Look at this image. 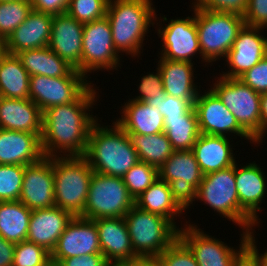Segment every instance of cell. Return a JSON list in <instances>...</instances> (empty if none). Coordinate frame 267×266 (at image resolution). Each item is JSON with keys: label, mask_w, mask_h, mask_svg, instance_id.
<instances>
[{"label": "cell", "mask_w": 267, "mask_h": 266, "mask_svg": "<svg viewBox=\"0 0 267 266\" xmlns=\"http://www.w3.org/2000/svg\"><path fill=\"white\" fill-rule=\"evenodd\" d=\"M195 224L187 221L179 229L178 238L191 250L199 266H232L235 256L248 244L246 231L241 232L239 249H234Z\"/></svg>", "instance_id": "13"}, {"label": "cell", "mask_w": 267, "mask_h": 266, "mask_svg": "<svg viewBox=\"0 0 267 266\" xmlns=\"http://www.w3.org/2000/svg\"><path fill=\"white\" fill-rule=\"evenodd\" d=\"M211 90L235 116L239 125L260 145L261 94L238 78L214 77Z\"/></svg>", "instance_id": "8"}, {"label": "cell", "mask_w": 267, "mask_h": 266, "mask_svg": "<svg viewBox=\"0 0 267 266\" xmlns=\"http://www.w3.org/2000/svg\"><path fill=\"white\" fill-rule=\"evenodd\" d=\"M97 120L91 127L88 145L83 156L94 172L122 177L139 162L131 139L115 121L101 125Z\"/></svg>", "instance_id": "2"}, {"label": "cell", "mask_w": 267, "mask_h": 266, "mask_svg": "<svg viewBox=\"0 0 267 266\" xmlns=\"http://www.w3.org/2000/svg\"><path fill=\"white\" fill-rule=\"evenodd\" d=\"M156 72L147 73V75H143L141 77V81L138 85L139 94L132 98L133 100L143 101L145 102L148 99H165L167 94L164 92L163 89V80L162 75L157 66Z\"/></svg>", "instance_id": "41"}, {"label": "cell", "mask_w": 267, "mask_h": 266, "mask_svg": "<svg viewBox=\"0 0 267 266\" xmlns=\"http://www.w3.org/2000/svg\"><path fill=\"white\" fill-rule=\"evenodd\" d=\"M191 4L194 13V15L192 13L191 17L188 16L182 19L179 17V19H171L168 22L167 17L164 15L161 16L162 19H159L158 22V20H156L157 17L155 16L154 22H156V25L158 26L155 27L157 28L156 32L158 33V37H161L162 41L161 54L158 53L160 55L158 58L194 63V61H192L193 57L195 54H200L201 58L199 59H202L197 26L195 23V5L193 3ZM162 21L163 24L160 23ZM164 22H168V24L164 26ZM161 24L163 25V28Z\"/></svg>", "instance_id": "12"}, {"label": "cell", "mask_w": 267, "mask_h": 266, "mask_svg": "<svg viewBox=\"0 0 267 266\" xmlns=\"http://www.w3.org/2000/svg\"><path fill=\"white\" fill-rule=\"evenodd\" d=\"M32 210L20 201L0 202V235L14 244L27 239Z\"/></svg>", "instance_id": "32"}, {"label": "cell", "mask_w": 267, "mask_h": 266, "mask_svg": "<svg viewBox=\"0 0 267 266\" xmlns=\"http://www.w3.org/2000/svg\"><path fill=\"white\" fill-rule=\"evenodd\" d=\"M52 19L51 14L32 10L5 40L6 53L16 55L23 50L48 46Z\"/></svg>", "instance_id": "22"}, {"label": "cell", "mask_w": 267, "mask_h": 266, "mask_svg": "<svg viewBox=\"0 0 267 266\" xmlns=\"http://www.w3.org/2000/svg\"><path fill=\"white\" fill-rule=\"evenodd\" d=\"M44 266H55L54 262L50 259Z\"/></svg>", "instance_id": "55"}, {"label": "cell", "mask_w": 267, "mask_h": 266, "mask_svg": "<svg viewBox=\"0 0 267 266\" xmlns=\"http://www.w3.org/2000/svg\"><path fill=\"white\" fill-rule=\"evenodd\" d=\"M238 79L257 93H267V55Z\"/></svg>", "instance_id": "43"}, {"label": "cell", "mask_w": 267, "mask_h": 266, "mask_svg": "<svg viewBox=\"0 0 267 266\" xmlns=\"http://www.w3.org/2000/svg\"><path fill=\"white\" fill-rule=\"evenodd\" d=\"M135 206L141 210L167 218L176 227L177 222L174 220L177 219L175 217L185 214V211L173 199L169 184L160 179L135 199Z\"/></svg>", "instance_id": "30"}, {"label": "cell", "mask_w": 267, "mask_h": 266, "mask_svg": "<svg viewBox=\"0 0 267 266\" xmlns=\"http://www.w3.org/2000/svg\"><path fill=\"white\" fill-rule=\"evenodd\" d=\"M82 74L87 78L94 71L117 70L121 65L120 54L116 51L107 16L86 23L83 26Z\"/></svg>", "instance_id": "11"}, {"label": "cell", "mask_w": 267, "mask_h": 266, "mask_svg": "<svg viewBox=\"0 0 267 266\" xmlns=\"http://www.w3.org/2000/svg\"><path fill=\"white\" fill-rule=\"evenodd\" d=\"M96 90L92 84L77 100L43 112L41 149L45 157L85 155L91 127L99 120L90 114L99 98Z\"/></svg>", "instance_id": "1"}, {"label": "cell", "mask_w": 267, "mask_h": 266, "mask_svg": "<svg viewBox=\"0 0 267 266\" xmlns=\"http://www.w3.org/2000/svg\"><path fill=\"white\" fill-rule=\"evenodd\" d=\"M30 75L17 55L5 53L0 60V96L29 99Z\"/></svg>", "instance_id": "31"}, {"label": "cell", "mask_w": 267, "mask_h": 266, "mask_svg": "<svg viewBox=\"0 0 267 266\" xmlns=\"http://www.w3.org/2000/svg\"><path fill=\"white\" fill-rule=\"evenodd\" d=\"M161 266H199L191 250L177 238L158 257Z\"/></svg>", "instance_id": "40"}, {"label": "cell", "mask_w": 267, "mask_h": 266, "mask_svg": "<svg viewBox=\"0 0 267 266\" xmlns=\"http://www.w3.org/2000/svg\"><path fill=\"white\" fill-rule=\"evenodd\" d=\"M102 253L97 226L93 220L74 216L50 254L55 266L64 258Z\"/></svg>", "instance_id": "17"}, {"label": "cell", "mask_w": 267, "mask_h": 266, "mask_svg": "<svg viewBox=\"0 0 267 266\" xmlns=\"http://www.w3.org/2000/svg\"><path fill=\"white\" fill-rule=\"evenodd\" d=\"M263 29L243 26L228 55L222 59L227 62L229 71L220 73L221 77L239 78L267 55V37L262 35Z\"/></svg>", "instance_id": "16"}, {"label": "cell", "mask_w": 267, "mask_h": 266, "mask_svg": "<svg viewBox=\"0 0 267 266\" xmlns=\"http://www.w3.org/2000/svg\"><path fill=\"white\" fill-rule=\"evenodd\" d=\"M195 23L205 66L216 62L217 59L226 58L238 32L245 25L241 15L208 11L196 6Z\"/></svg>", "instance_id": "5"}, {"label": "cell", "mask_w": 267, "mask_h": 266, "mask_svg": "<svg viewBox=\"0 0 267 266\" xmlns=\"http://www.w3.org/2000/svg\"><path fill=\"white\" fill-rule=\"evenodd\" d=\"M43 156L38 134L0 129V164L26 166Z\"/></svg>", "instance_id": "23"}, {"label": "cell", "mask_w": 267, "mask_h": 266, "mask_svg": "<svg viewBox=\"0 0 267 266\" xmlns=\"http://www.w3.org/2000/svg\"><path fill=\"white\" fill-rule=\"evenodd\" d=\"M25 166L0 164V202L19 201Z\"/></svg>", "instance_id": "37"}, {"label": "cell", "mask_w": 267, "mask_h": 266, "mask_svg": "<svg viewBox=\"0 0 267 266\" xmlns=\"http://www.w3.org/2000/svg\"><path fill=\"white\" fill-rule=\"evenodd\" d=\"M88 79L91 77L30 76L29 99L42 112L56 105L69 104L77 100L93 84Z\"/></svg>", "instance_id": "15"}, {"label": "cell", "mask_w": 267, "mask_h": 266, "mask_svg": "<svg viewBox=\"0 0 267 266\" xmlns=\"http://www.w3.org/2000/svg\"><path fill=\"white\" fill-rule=\"evenodd\" d=\"M235 163L236 190L240 206L254 219H259L258 212L267 194L266 175L260 165L254 162L246 165Z\"/></svg>", "instance_id": "25"}, {"label": "cell", "mask_w": 267, "mask_h": 266, "mask_svg": "<svg viewBox=\"0 0 267 266\" xmlns=\"http://www.w3.org/2000/svg\"><path fill=\"white\" fill-rule=\"evenodd\" d=\"M73 217L70 212L57 206L32 210L26 240L43 247L51 254Z\"/></svg>", "instance_id": "20"}, {"label": "cell", "mask_w": 267, "mask_h": 266, "mask_svg": "<svg viewBox=\"0 0 267 266\" xmlns=\"http://www.w3.org/2000/svg\"><path fill=\"white\" fill-rule=\"evenodd\" d=\"M260 220V218L259 219H256V220H254L253 222H252V224L249 226V228L247 229V231H246V234H247V241H248V244L258 253V255L260 256V258H261V260H262V264L264 265V266H267V249H265L266 251H265V253L264 254H261L260 252H259V249L257 248L258 246L255 244V243H257V241H256V239H255V234H254V232L255 231H253L254 230V226H260V225H258V224H260L261 222L259 221ZM260 253V254H259Z\"/></svg>", "instance_id": "50"}, {"label": "cell", "mask_w": 267, "mask_h": 266, "mask_svg": "<svg viewBox=\"0 0 267 266\" xmlns=\"http://www.w3.org/2000/svg\"><path fill=\"white\" fill-rule=\"evenodd\" d=\"M131 266H161L157 258H138L131 260Z\"/></svg>", "instance_id": "52"}, {"label": "cell", "mask_w": 267, "mask_h": 266, "mask_svg": "<svg viewBox=\"0 0 267 266\" xmlns=\"http://www.w3.org/2000/svg\"><path fill=\"white\" fill-rule=\"evenodd\" d=\"M267 134V93L261 94V142Z\"/></svg>", "instance_id": "51"}, {"label": "cell", "mask_w": 267, "mask_h": 266, "mask_svg": "<svg viewBox=\"0 0 267 266\" xmlns=\"http://www.w3.org/2000/svg\"><path fill=\"white\" fill-rule=\"evenodd\" d=\"M84 24L67 13L53 15L48 47L82 73Z\"/></svg>", "instance_id": "19"}, {"label": "cell", "mask_w": 267, "mask_h": 266, "mask_svg": "<svg viewBox=\"0 0 267 266\" xmlns=\"http://www.w3.org/2000/svg\"><path fill=\"white\" fill-rule=\"evenodd\" d=\"M131 244L138 258H157L179 235L167 218L133 206L124 216Z\"/></svg>", "instance_id": "4"}, {"label": "cell", "mask_w": 267, "mask_h": 266, "mask_svg": "<svg viewBox=\"0 0 267 266\" xmlns=\"http://www.w3.org/2000/svg\"><path fill=\"white\" fill-rule=\"evenodd\" d=\"M122 179L135 200L159 179L158 169L139 161L122 176Z\"/></svg>", "instance_id": "36"}, {"label": "cell", "mask_w": 267, "mask_h": 266, "mask_svg": "<svg viewBox=\"0 0 267 266\" xmlns=\"http://www.w3.org/2000/svg\"><path fill=\"white\" fill-rule=\"evenodd\" d=\"M35 11L59 15L66 13L69 0H29Z\"/></svg>", "instance_id": "47"}, {"label": "cell", "mask_w": 267, "mask_h": 266, "mask_svg": "<svg viewBox=\"0 0 267 266\" xmlns=\"http://www.w3.org/2000/svg\"><path fill=\"white\" fill-rule=\"evenodd\" d=\"M139 161L159 168L167 161L174 149L164 132L152 135L128 134Z\"/></svg>", "instance_id": "34"}, {"label": "cell", "mask_w": 267, "mask_h": 266, "mask_svg": "<svg viewBox=\"0 0 267 266\" xmlns=\"http://www.w3.org/2000/svg\"><path fill=\"white\" fill-rule=\"evenodd\" d=\"M164 133L171 142L174 151L192 150L200 135L194 106L183 116L165 117Z\"/></svg>", "instance_id": "33"}, {"label": "cell", "mask_w": 267, "mask_h": 266, "mask_svg": "<svg viewBox=\"0 0 267 266\" xmlns=\"http://www.w3.org/2000/svg\"><path fill=\"white\" fill-rule=\"evenodd\" d=\"M50 260V253L43 247L22 241L15 245L12 266H44Z\"/></svg>", "instance_id": "39"}, {"label": "cell", "mask_w": 267, "mask_h": 266, "mask_svg": "<svg viewBox=\"0 0 267 266\" xmlns=\"http://www.w3.org/2000/svg\"><path fill=\"white\" fill-rule=\"evenodd\" d=\"M152 0H109V19L113 44L118 53L139 57L149 27L156 24Z\"/></svg>", "instance_id": "3"}, {"label": "cell", "mask_w": 267, "mask_h": 266, "mask_svg": "<svg viewBox=\"0 0 267 266\" xmlns=\"http://www.w3.org/2000/svg\"><path fill=\"white\" fill-rule=\"evenodd\" d=\"M109 0H69L66 13L82 24L106 16Z\"/></svg>", "instance_id": "38"}, {"label": "cell", "mask_w": 267, "mask_h": 266, "mask_svg": "<svg viewBox=\"0 0 267 266\" xmlns=\"http://www.w3.org/2000/svg\"><path fill=\"white\" fill-rule=\"evenodd\" d=\"M135 205L122 177L94 172L89 184L85 209L80 216L85 219L124 217Z\"/></svg>", "instance_id": "9"}, {"label": "cell", "mask_w": 267, "mask_h": 266, "mask_svg": "<svg viewBox=\"0 0 267 266\" xmlns=\"http://www.w3.org/2000/svg\"><path fill=\"white\" fill-rule=\"evenodd\" d=\"M203 201L214 212L247 231L254 219L240 206L236 190L235 164L203 175L196 201Z\"/></svg>", "instance_id": "7"}, {"label": "cell", "mask_w": 267, "mask_h": 266, "mask_svg": "<svg viewBox=\"0 0 267 266\" xmlns=\"http://www.w3.org/2000/svg\"><path fill=\"white\" fill-rule=\"evenodd\" d=\"M159 59L157 66L162 75L164 92L193 106L200 91L194 82V63Z\"/></svg>", "instance_id": "27"}, {"label": "cell", "mask_w": 267, "mask_h": 266, "mask_svg": "<svg viewBox=\"0 0 267 266\" xmlns=\"http://www.w3.org/2000/svg\"><path fill=\"white\" fill-rule=\"evenodd\" d=\"M158 174L169 184L173 199L184 211L196 201L203 173L192 150L174 151Z\"/></svg>", "instance_id": "10"}, {"label": "cell", "mask_w": 267, "mask_h": 266, "mask_svg": "<svg viewBox=\"0 0 267 266\" xmlns=\"http://www.w3.org/2000/svg\"><path fill=\"white\" fill-rule=\"evenodd\" d=\"M19 201L30 210L55 206L53 157L25 166Z\"/></svg>", "instance_id": "18"}, {"label": "cell", "mask_w": 267, "mask_h": 266, "mask_svg": "<svg viewBox=\"0 0 267 266\" xmlns=\"http://www.w3.org/2000/svg\"><path fill=\"white\" fill-rule=\"evenodd\" d=\"M15 245L0 235V266H12Z\"/></svg>", "instance_id": "49"}, {"label": "cell", "mask_w": 267, "mask_h": 266, "mask_svg": "<svg viewBox=\"0 0 267 266\" xmlns=\"http://www.w3.org/2000/svg\"><path fill=\"white\" fill-rule=\"evenodd\" d=\"M32 10L29 0L0 2V39L5 41Z\"/></svg>", "instance_id": "35"}, {"label": "cell", "mask_w": 267, "mask_h": 266, "mask_svg": "<svg viewBox=\"0 0 267 266\" xmlns=\"http://www.w3.org/2000/svg\"><path fill=\"white\" fill-rule=\"evenodd\" d=\"M194 5L208 11L234 13L243 16L248 0H194Z\"/></svg>", "instance_id": "44"}, {"label": "cell", "mask_w": 267, "mask_h": 266, "mask_svg": "<svg viewBox=\"0 0 267 266\" xmlns=\"http://www.w3.org/2000/svg\"><path fill=\"white\" fill-rule=\"evenodd\" d=\"M0 129L24 131L41 137L43 112L31 99L0 96Z\"/></svg>", "instance_id": "24"}, {"label": "cell", "mask_w": 267, "mask_h": 266, "mask_svg": "<svg viewBox=\"0 0 267 266\" xmlns=\"http://www.w3.org/2000/svg\"><path fill=\"white\" fill-rule=\"evenodd\" d=\"M16 55L30 76L86 77L48 46L23 50Z\"/></svg>", "instance_id": "29"}, {"label": "cell", "mask_w": 267, "mask_h": 266, "mask_svg": "<svg viewBox=\"0 0 267 266\" xmlns=\"http://www.w3.org/2000/svg\"><path fill=\"white\" fill-rule=\"evenodd\" d=\"M6 53L5 41L0 39V60Z\"/></svg>", "instance_id": "53"}, {"label": "cell", "mask_w": 267, "mask_h": 266, "mask_svg": "<svg viewBox=\"0 0 267 266\" xmlns=\"http://www.w3.org/2000/svg\"><path fill=\"white\" fill-rule=\"evenodd\" d=\"M232 266H264L258 253L247 244L234 258Z\"/></svg>", "instance_id": "48"}, {"label": "cell", "mask_w": 267, "mask_h": 266, "mask_svg": "<svg viewBox=\"0 0 267 266\" xmlns=\"http://www.w3.org/2000/svg\"><path fill=\"white\" fill-rule=\"evenodd\" d=\"M243 19L247 26L267 28V0H248Z\"/></svg>", "instance_id": "45"}, {"label": "cell", "mask_w": 267, "mask_h": 266, "mask_svg": "<svg viewBox=\"0 0 267 266\" xmlns=\"http://www.w3.org/2000/svg\"><path fill=\"white\" fill-rule=\"evenodd\" d=\"M230 138V139H229ZM227 136L206 135L200 133L193 146L196 161L203 175L216 172L234 165L237 161ZM231 143V144H230ZM232 147V148H231Z\"/></svg>", "instance_id": "26"}, {"label": "cell", "mask_w": 267, "mask_h": 266, "mask_svg": "<svg viewBox=\"0 0 267 266\" xmlns=\"http://www.w3.org/2000/svg\"><path fill=\"white\" fill-rule=\"evenodd\" d=\"M7 1H14V0H0V2H7Z\"/></svg>", "instance_id": "56"}, {"label": "cell", "mask_w": 267, "mask_h": 266, "mask_svg": "<svg viewBox=\"0 0 267 266\" xmlns=\"http://www.w3.org/2000/svg\"><path fill=\"white\" fill-rule=\"evenodd\" d=\"M107 266H131V261H129V262H118V263H108Z\"/></svg>", "instance_id": "54"}, {"label": "cell", "mask_w": 267, "mask_h": 266, "mask_svg": "<svg viewBox=\"0 0 267 266\" xmlns=\"http://www.w3.org/2000/svg\"><path fill=\"white\" fill-rule=\"evenodd\" d=\"M108 263L102 253H92L64 258L56 266H107Z\"/></svg>", "instance_id": "46"}, {"label": "cell", "mask_w": 267, "mask_h": 266, "mask_svg": "<svg viewBox=\"0 0 267 266\" xmlns=\"http://www.w3.org/2000/svg\"><path fill=\"white\" fill-rule=\"evenodd\" d=\"M199 91L194 103L200 133L206 135L239 136L250 143L258 144L238 123L235 116L226 108L218 96L208 88ZM203 93V94H202ZM237 135V136H236Z\"/></svg>", "instance_id": "14"}, {"label": "cell", "mask_w": 267, "mask_h": 266, "mask_svg": "<svg viewBox=\"0 0 267 266\" xmlns=\"http://www.w3.org/2000/svg\"><path fill=\"white\" fill-rule=\"evenodd\" d=\"M93 221L97 226L101 252L109 263L138 259L124 217L98 218Z\"/></svg>", "instance_id": "21"}, {"label": "cell", "mask_w": 267, "mask_h": 266, "mask_svg": "<svg viewBox=\"0 0 267 266\" xmlns=\"http://www.w3.org/2000/svg\"><path fill=\"white\" fill-rule=\"evenodd\" d=\"M145 103L154 108L157 107L163 118L167 116H183L192 107L188 101L168 94L165 99H148Z\"/></svg>", "instance_id": "42"}, {"label": "cell", "mask_w": 267, "mask_h": 266, "mask_svg": "<svg viewBox=\"0 0 267 266\" xmlns=\"http://www.w3.org/2000/svg\"><path fill=\"white\" fill-rule=\"evenodd\" d=\"M116 123L128 134L152 135L164 132V118L159 109L143 101L129 99Z\"/></svg>", "instance_id": "28"}, {"label": "cell", "mask_w": 267, "mask_h": 266, "mask_svg": "<svg viewBox=\"0 0 267 266\" xmlns=\"http://www.w3.org/2000/svg\"><path fill=\"white\" fill-rule=\"evenodd\" d=\"M94 171L82 157H53L55 206L81 216Z\"/></svg>", "instance_id": "6"}]
</instances>
